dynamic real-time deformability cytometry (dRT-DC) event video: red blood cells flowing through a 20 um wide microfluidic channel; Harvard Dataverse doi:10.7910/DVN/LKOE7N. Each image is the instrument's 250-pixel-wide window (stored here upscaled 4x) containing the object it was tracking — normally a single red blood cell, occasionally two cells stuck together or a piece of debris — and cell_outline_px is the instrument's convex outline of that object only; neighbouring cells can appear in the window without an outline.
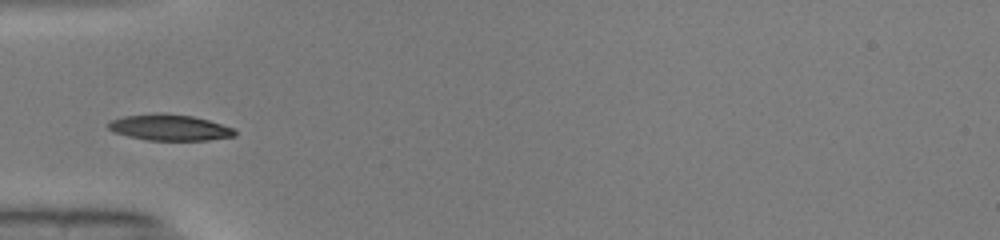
{"species": "common noctule bat (a hibernating species)", "species_latin": "Nyctalus noctula", "temperature_condition": "warm", "stored_images_in_passage": 34, "camera_frame_rate_fps": 3000, "um_per_image_px": 0.085, "animal": {"sex": "male", "body_mass_g": 19.0, "forearm_length_mm": 50.8}, "frame": {"image": 1, "passage_image": 1, "time_ms": 0.0, "image_size_px": [1000, 240], "cell_outline_px": [[236, 136], [208, 140], [148, 140], [128, 136], [116, 132], [108, 128], [108, 124], [112, 120], [124, 116], [192, 116], [208, 120], [232, 128], [236, 132]], "centroid_in_image_um": [14.47, 10.89], "position_along_channel_um": 70.5, "area_um2": 18.03}}
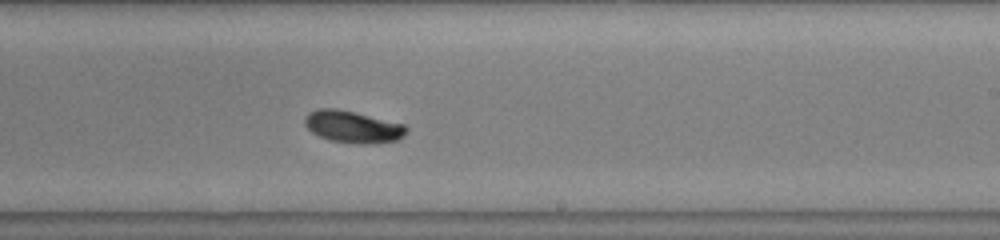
{"frame": {"image": 2, "passage_image": 15, "time_ms": 4.667, "image_size_px": [1000, 240], "cell_outline_px": [[408, 132], [404, 136], [396, 140], [376, 144], [356, 144], [328, 140], [312, 132], [304, 124], [304, 116], [308, 112], [320, 108], [336, 108], [356, 112], [404, 124], [408, 128]], "centroid_in_image_um": [29.99, 10.78], "position_along_channel_um": 259.0, "area_um2": 19.25}}
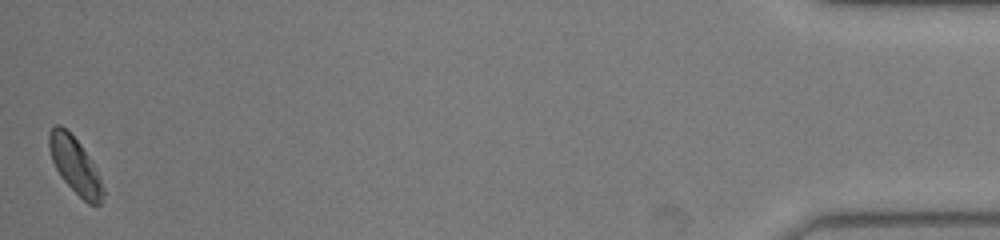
{"frame": {"image": 3, "passage_image": 34, "time_ms": 11.0, "image_size_px": [1000, 240], "cell_outline_px": [[104, 196], [100, 204], [88, 204], [60, 176], [52, 160], [48, 148], [48, 132], [56, 124], [60, 124], [80, 144], [88, 156], [100, 176], [104, 188]], "centroid_in_image_um": [6.37, 14.06], "position_along_channel_um": 428.8, "area_um2": 17.4}, "authors_computed_cell_mechanics": {"area_um2": 18.4382, "velocity_mm_per_s": 4.052, "shape_relaxation_time_tau1_ms": 6.8368, "shape_relaxation_time_tau2_ms": null, "deformation_change_tau1": 0.202, "deformation_change_tau2": null}}